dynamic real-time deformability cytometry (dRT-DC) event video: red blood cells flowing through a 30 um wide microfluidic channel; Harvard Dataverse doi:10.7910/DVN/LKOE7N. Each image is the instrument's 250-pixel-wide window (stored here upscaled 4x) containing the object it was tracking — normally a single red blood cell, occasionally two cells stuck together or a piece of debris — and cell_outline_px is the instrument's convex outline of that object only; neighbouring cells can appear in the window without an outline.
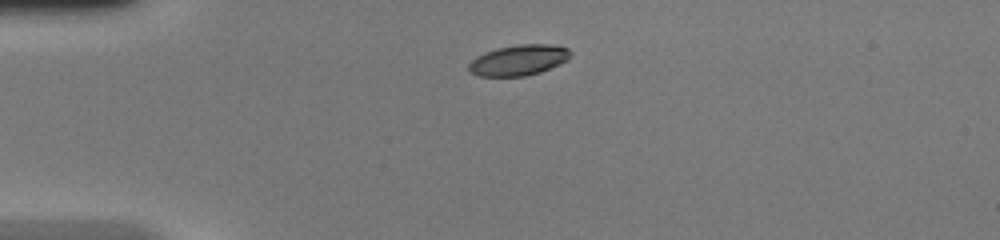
{"species": "common noctule bat (a hibernating species)", "species_latin": "Nyctalus noctula", "temperature_condition": "warm", "stored_images_in_passage": 38, "camera_frame_rate_fps": 3000, "um_per_image_px": 0.085, "animal": {"sex": "female", "body_mass_g": 20.0, "forearm_length_mm": 54.0}, "frame": {"image": 1, "passage_image": 1, "time_ms": 0.0, "image_size_px": [1000, 240], "cell_outline_px": [[572, 56], [568, 60], [560, 64], [540, 72], [524, 76], [480, 76], [468, 72], [468, 64], [476, 56], [484, 52], [496, 48], [516, 44], [548, 44], [568, 48], [572, 52]], "centroid_in_image_um": [44.08, 5.1], "position_along_channel_um": 40.9, "area_um2": 18.38}}
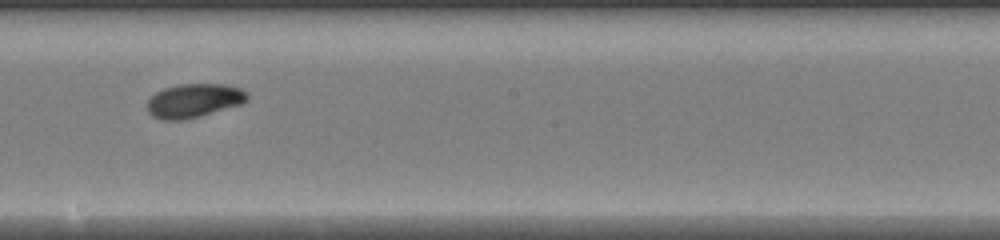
{"frame": {"image": 2, "passage_image": 17, "time_ms": 5.333, "image_size_px": [1000, 240], "cell_outline_px": [[248, 100], [240, 104], [200, 116], [184, 120], [160, 120], [152, 116], [148, 112], [148, 100], [156, 92], [164, 88], [180, 84], [224, 84], [240, 88], [248, 96]], "centroid_in_image_um": [16.45, 8.56], "position_along_channel_um": 231.7, "area_um2": 19.59}}
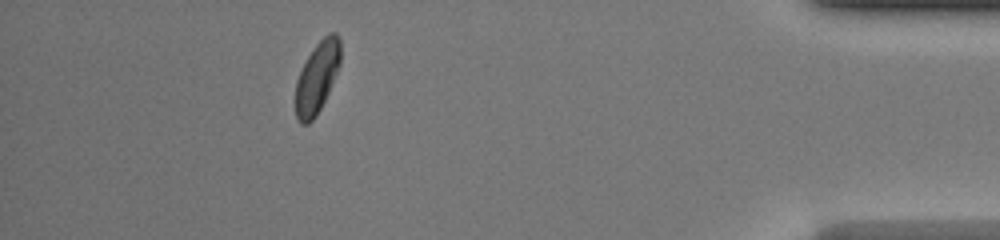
{"frame": {"image": 3, "passage_image": 33, "time_ms": 10.667, "image_size_px": [1000, 240], "cell_outline_px": [[340, 64], [328, 92], [316, 116], [308, 124], [300, 124], [296, 120], [296, 80], [308, 56], [316, 44], [328, 32], [336, 32], [340, 36]], "centroid_in_image_um": [26.95, 6.57], "position_along_channel_um": 408.2, "area_um2": 18.5}, "authors_computed_cell_mechanics": {"area_um2": 19.2474, "velocity_mm_per_s": 4.2454, "shape_relaxation_time_tau1_ms": 4.0006, "shape_relaxation_time_tau2_ms": 2.9808, "deformation_change_tau1": 0.1533, "deformation_change_tau2": 0.0538}}